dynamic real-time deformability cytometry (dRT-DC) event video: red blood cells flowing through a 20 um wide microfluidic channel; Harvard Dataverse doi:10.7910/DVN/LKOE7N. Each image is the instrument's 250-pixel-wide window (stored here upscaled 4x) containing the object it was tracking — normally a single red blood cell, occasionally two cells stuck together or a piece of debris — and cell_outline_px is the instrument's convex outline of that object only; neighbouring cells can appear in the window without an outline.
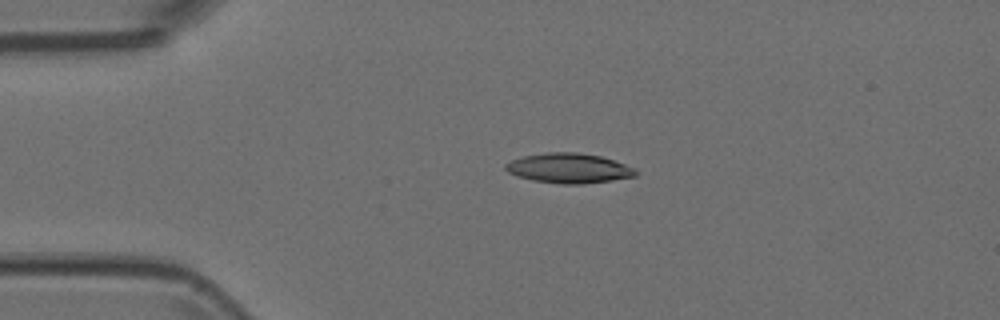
{"species": "Egyptian fruit bat (a non-hibernating species)", "species_latin": "Rousettus aegyptiacus", "temperature_condition": "room temperature", "stored_images_in_passage": 3, "camera_frame_rate_fps": 3000, "um_per_image_px": 0.085, "animal": {"sex": "female"}, "frame": {"image": 1, "passage_image": 3, "time_ms": 0.667, "image_size_px": [1000, 320], "cell_outline_px": [[640, 172], [636, 176], [612, 180], [584, 184], [560, 184], [532, 180], [516, 176], [508, 172], [504, 168], [504, 164], [512, 160], [524, 156], [548, 152], [576, 152], [600, 156], [636, 168]], "centroid_in_image_um": [48.36, 14.3], "position_along_channel_um": 36.6, "area_um2": 22.72}}